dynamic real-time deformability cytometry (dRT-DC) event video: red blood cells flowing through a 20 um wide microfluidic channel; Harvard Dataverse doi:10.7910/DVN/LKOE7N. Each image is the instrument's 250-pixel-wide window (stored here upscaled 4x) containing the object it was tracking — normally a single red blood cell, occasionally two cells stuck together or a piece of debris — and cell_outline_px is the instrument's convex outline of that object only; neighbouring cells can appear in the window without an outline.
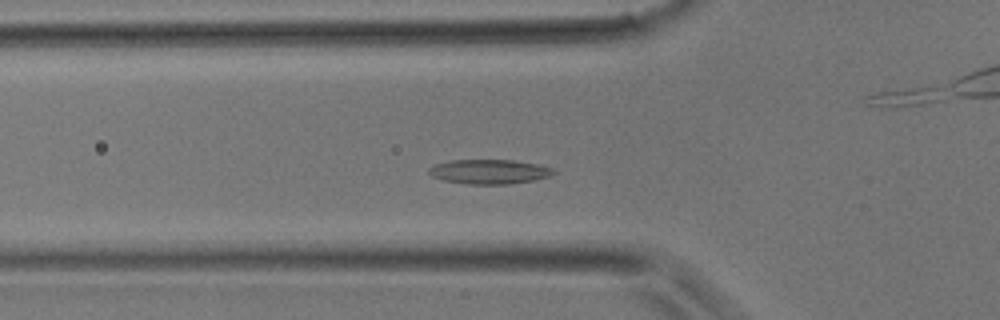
{"species": "common noctule bat (a hibernating species)", "species_latin": "Nyctalus noctula", "temperature_condition": "room temperature", "stored_images_in_passage": 11, "camera_frame_rate_fps": 3000, "um_per_image_px": 0.085, "animal": {"sex": "male", "body_mass_g": 17.9}, "frame": {"image": 1, "passage_image": 11, "time_ms": 3.333, "image_size_px": [1000, 320], "cell_outline_px": [[556, 172], [548, 176], [532, 180], [508, 184], [468, 184], [444, 180], [432, 176], [428, 172], [428, 168], [436, 164], [452, 160], [512, 160], [540, 164], [552, 168]], "centroid_in_image_um": [41.58, 14.58], "position_along_channel_um": 84.2, "area_um2": 17.63}}